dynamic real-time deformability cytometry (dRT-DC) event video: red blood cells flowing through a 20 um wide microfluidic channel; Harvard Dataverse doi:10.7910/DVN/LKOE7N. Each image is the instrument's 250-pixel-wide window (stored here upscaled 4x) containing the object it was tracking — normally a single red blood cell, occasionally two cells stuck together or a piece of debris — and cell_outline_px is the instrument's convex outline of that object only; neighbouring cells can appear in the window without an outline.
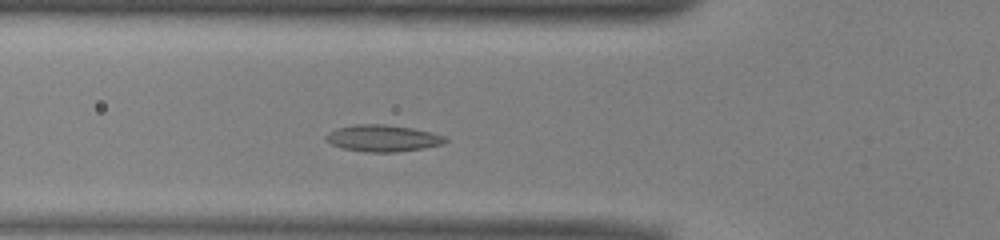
{"species": "common noctule bat (a hibernating species)", "species_latin": "Nyctalus noctula", "temperature_condition": "warm", "stored_images_in_passage": 43, "camera_frame_rate_fps": 3000, "um_per_image_px": 0.085, "animal": {"sex": "male", "body_mass_g": 13.0, "forearm_length_mm": 53.1}, "frame": {"image": 1, "passage_image": 9, "time_ms": 2.667, "image_size_px": [1000, 240], "cell_outline_px": [[448, 140], [444, 144], [424, 148], [396, 152], [364, 152], [344, 148], [332, 144], [324, 136], [328, 132], [336, 128], [356, 124], [384, 124], [412, 128], [432, 132], [448, 136]], "centroid_in_image_um": [32.59, 11.74], "position_along_channel_um": 93.2, "area_um2": 18.67}}
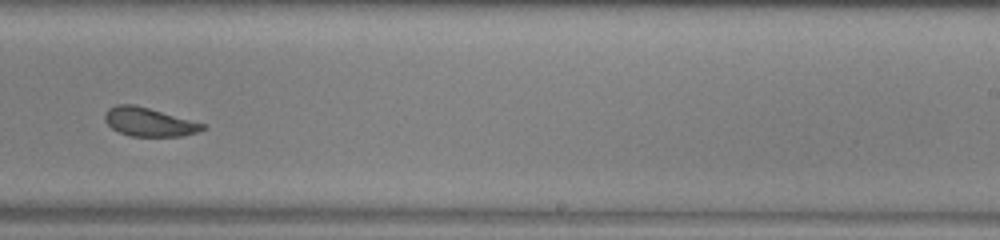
{"frame": {"image": 2, "passage_image": 23, "time_ms": 7.333, "image_size_px": [1000, 240], "cell_outline_px": [[204, 128], [196, 132], [180, 136], [132, 136], [120, 132], [112, 128], [104, 120], [104, 112], [108, 108], [116, 104], [132, 104], [148, 108], [204, 124]], "centroid_in_image_um": [12.58, 10.36], "position_along_channel_um": 276.4, "area_um2": 15.95}}
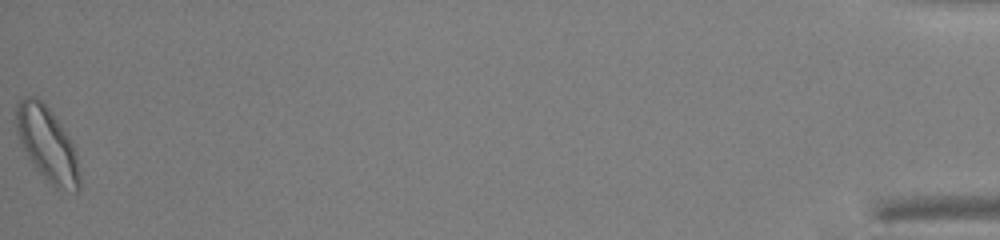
{"frame": {"image": 3, "passage_image": 43, "time_ms": 14.0, "image_size_px": [1000, 240], "cell_outline_px": [[80, 188], [76, 192], [56, 188], [36, 168], [20, 144], [16, 132], [16, 100], [24, 96], [36, 96], [52, 112], [68, 136], [76, 152], [80, 176]], "centroid_in_image_um": [3.99, 12.22], "position_along_channel_um": 431.2, "area_um2": 27.28}, "authors_computed_cell_mechanics": {"area_um2": 17.629, "velocity_mm_per_s": 3.9323, "shape_relaxation_time_tau1_ms": 3.4223, "shape_relaxation_time_tau2_ms": 1.8943, "deformation_change_tau1": 0.1164, "deformation_change_tau2": 0.075}}